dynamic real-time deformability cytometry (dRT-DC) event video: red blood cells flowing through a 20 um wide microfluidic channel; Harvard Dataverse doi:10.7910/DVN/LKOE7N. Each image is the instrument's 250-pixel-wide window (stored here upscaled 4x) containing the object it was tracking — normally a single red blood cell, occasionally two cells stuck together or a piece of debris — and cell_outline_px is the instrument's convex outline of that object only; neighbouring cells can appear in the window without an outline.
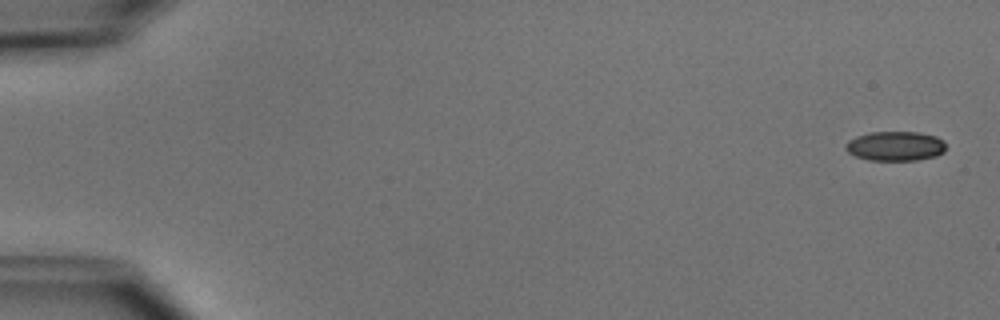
{"species": "common noctule bat (a hibernating species)", "species_latin": "Nyctalus noctula", "temperature_condition": "cold", "stored_images_in_passage": 4, "camera_frame_rate_fps": 3000, "um_per_image_px": 0.085, "animal": {"sex": "male", "body_mass_g": 15.6}, "frame": {"image": 1, "passage_image": 1, "time_ms": 0.0, "image_size_px": [1000, 320], "cell_outline_px": [[944, 152], [936, 156], [916, 160], [868, 160], [856, 156], [848, 152], [844, 148], [844, 144], [848, 140], [856, 136], [872, 132], [916, 132], [936, 136], [944, 140]], "centroid_in_image_um": [76.08, 12.41], "position_along_channel_um": 8.9, "area_um2": 17.28}}